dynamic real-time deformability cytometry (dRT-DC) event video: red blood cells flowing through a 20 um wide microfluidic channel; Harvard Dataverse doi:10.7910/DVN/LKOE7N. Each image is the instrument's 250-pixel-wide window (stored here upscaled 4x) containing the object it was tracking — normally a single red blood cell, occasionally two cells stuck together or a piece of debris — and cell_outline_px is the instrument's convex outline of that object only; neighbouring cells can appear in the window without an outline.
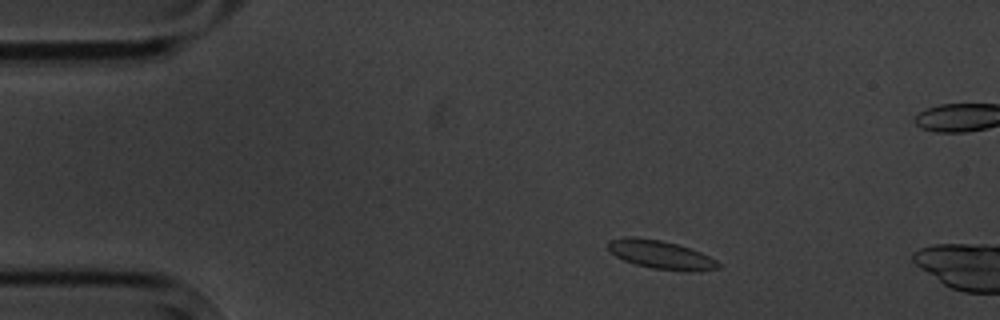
{"species": "common noctule bat (a hibernating species)", "species_latin": "Nyctalus noctula", "temperature_condition": "cold", "stored_images_in_passage": 4, "camera_frame_rate_fps": 3000, "um_per_image_px": 0.085, "animal": {"sex": "male", "body_mass_g": 20.1, "forearm_length_mm": 53.5}, "frame": {"image": 1, "passage_image": 1, "time_ms": 0.0, "image_size_px": [1000, 320], "cell_outline_px": [[720, 268], [700, 272], [684, 272], [652, 268], [636, 264], [624, 260], [616, 256], [608, 248], [608, 240], [624, 236], [636, 236], [660, 240], [676, 244], [700, 252], [716, 260], [720, 264]], "centroid_in_image_um": [56.18, 21.66], "position_along_channel_um": 28.8, "area_um2": 18.44}}